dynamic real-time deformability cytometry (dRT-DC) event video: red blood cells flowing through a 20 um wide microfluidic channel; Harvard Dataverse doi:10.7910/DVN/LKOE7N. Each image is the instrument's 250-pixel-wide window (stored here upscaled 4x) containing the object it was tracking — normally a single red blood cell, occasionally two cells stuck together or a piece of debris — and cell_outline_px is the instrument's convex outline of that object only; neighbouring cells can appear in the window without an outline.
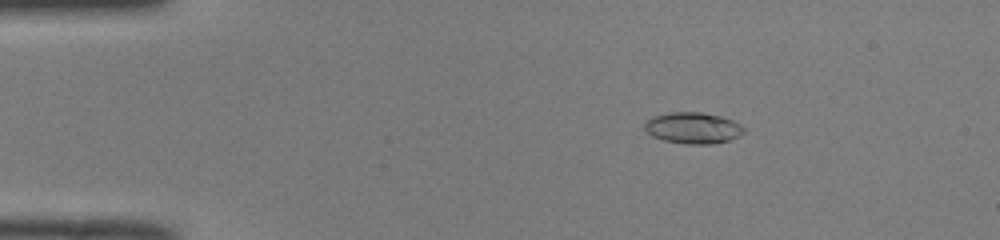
{"species": "common noctule bat (a hibernating species)", "species_latin": "Nyctalus noctula", "temperature_condition": "room temperature", "stored_images_in_passage": 51, "camera_frame_rate_fps": 3000, "um_per_image_px": 0.085, "animal": {"sex": "male", "body_mass_g": 19.0, "forearm_length_mm": 50.8}, "frame": {"image": 1, "passage_image": 9, "time_ms": 2.667, "image_size_px": [1000, 240], "cell_outline_px": [[744, 132], [740, 136], [728, 140], [712, 144], [688, 144], [664, 140], [652, 136], [644, 128], [644, 124], [652, 116], [668, 112], [700, 112], [720, 116], [732, 120], [740, 124], [744, 128]], "centroid_in_image_um": [58.9, 10.87], "position_along_channel_um": 26.1, "area_um2": 18.03}}
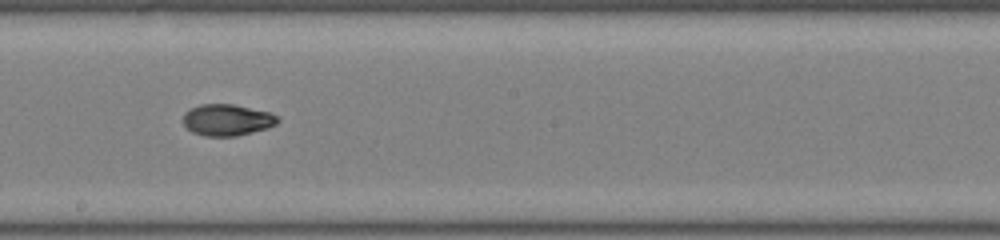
{"frame": {"image": 2, "passage_image": 29, "time_ms": 9.333, "image_size_px": [1000, 240], "cell_outline_px": [[280, 120], [276, 124], [268, 128], [236, 136], [204, 136], [192, 132], [184, 124], [184, 112], [188, 108], [200, 104], [232, 104], [268, 112], [276, 116]], "centroid_in_image_um": [19.28, 10.19], "position_along_channel_um": 228.9, "area_um2": 17.28}}
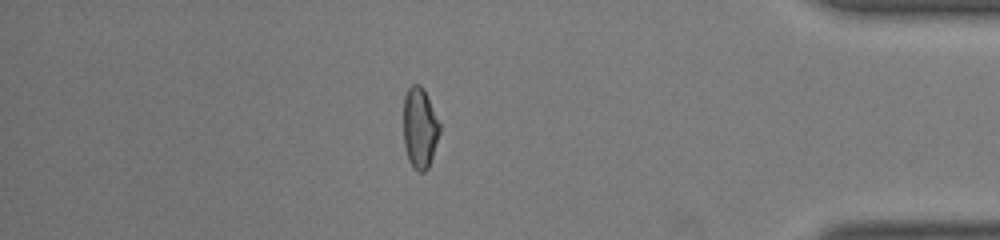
{"frame": {"image": 3, "passage_image": 44, "time_ms": 14.333, "image_size_px": [1000, 240], "cell_outline_px": [[440, 132], [428, 168], [424, 172], [420, 172], [412, 168], [408, 160], [404, 144], [404, 96], [408, 88], [412, 84], [420, 84], [424, 88], [440, 124]], "centroid_in_image_um": [35.67, 10.87], "position_along_channel_um": 399.5, "area_um2": 17.11}, "authors_computed_cell_mechanics": {"area_um2": 17.4556, "velocity_mm_per_s": 4.0898, "shape_relaxation_time_tau1_ms": 9.7594, "shape_relaxation_time_tau2_ms": 2.8352, "deformation_change_tau1": 0.254, "deformation_change_tau2": 0.0659}}